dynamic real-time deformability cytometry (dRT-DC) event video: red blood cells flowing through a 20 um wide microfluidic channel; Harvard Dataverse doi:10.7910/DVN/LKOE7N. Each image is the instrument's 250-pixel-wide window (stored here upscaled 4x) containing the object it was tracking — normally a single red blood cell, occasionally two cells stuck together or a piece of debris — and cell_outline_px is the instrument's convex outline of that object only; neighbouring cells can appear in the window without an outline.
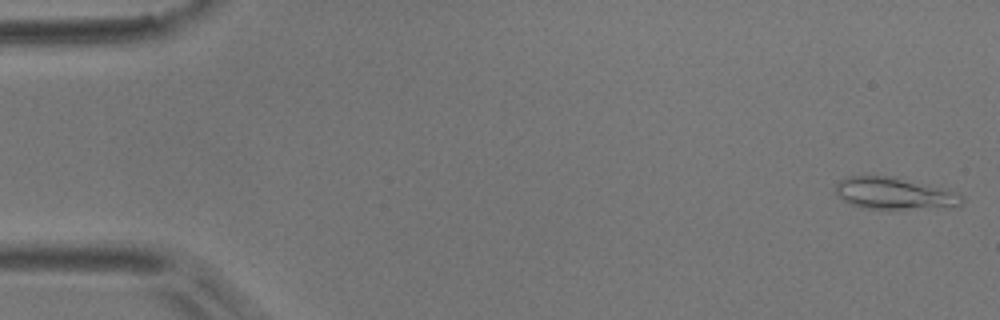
{"species": "common noctule bat (a hibernating species)", "species_latin": "Nyctalus noctula", "temperature_condition": "room temperature", "stored_images_in_passage": 5, "camera_frame_rate_fps": 3000, "um_per_image_px": 0.085, "animal": {"sex": "male", "body_mass_g": 17.9}, "frame": {"image": 1, "passage_image": 1, "time_ms": 0.0, "image_size_px": [1000, 320], "cell_outline_px": [[964, 200], [956, 208], [864, 208], [852, 204], [836, 196], [836, 184], [840, 180], [848, 176], [892, 176], [944, 188], [960, 192], [964, 196]], "centroid_in_image_um": [76.09, 16.44], "position_along_channel_um": 8.9, "area_um2": 23.58}}